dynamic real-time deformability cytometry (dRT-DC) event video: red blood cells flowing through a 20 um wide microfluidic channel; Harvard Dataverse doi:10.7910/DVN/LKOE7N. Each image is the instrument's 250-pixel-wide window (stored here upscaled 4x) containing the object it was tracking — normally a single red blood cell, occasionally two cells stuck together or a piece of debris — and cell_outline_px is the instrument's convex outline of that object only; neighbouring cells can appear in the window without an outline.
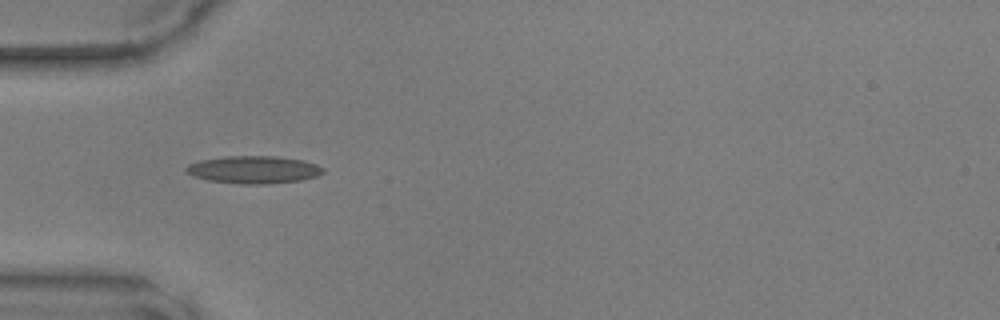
{"species": "common noctule bat (a hibernating species)", "species_latin": "Nyctalus noctula", "temperature_condition": "warm", "stored_images_in_passage": 34, "camera_frame_rate_fps": 3000, "um_per_image_px": 0.085, "animal": {"sex": "male", "body_mass_g": 17.9, "forearm_length_mm": 54.2}, "frame": {"image": 1, "passage_image": 1, "time_ms": 0.0, "image_size_px": [1000, 320], "cell_outline_px": [[324, 172], [316, 176], [300, 180], [268, 184], [240, 184], [208, 180], [196, 176], [188, 172], [184, 168], [188, 164], [200, 160], [224, 156], [276, 156], [304, 160], [316, 164], [324, 168]], "centroid_in_image_um": [21.58, 14.41], "position_along_channel_um": 63.4, "area_um2": 21.96}}
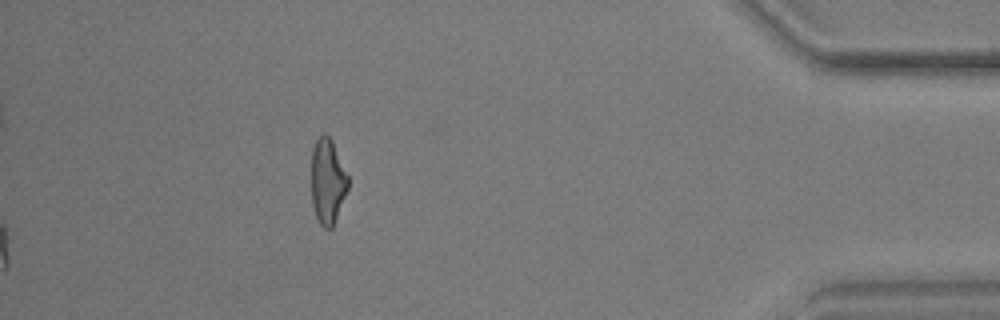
{"frame": {"image": 2, "passage_image": 29, "time_ms": 9.333, "image_size_px": [1000, 320], "cell_outline_px": [[348, 188], [336, 220], [332, 228], [324, 228], [320, 224], [316, 216], [312, 204], [312, 148], [316, 140], [324, 132], [332, 140], [348, 176]], "centroid_in_image_um": [27.85, 15.42], "position_along_channel_um": 407.4, "area_um2": 18.15}}